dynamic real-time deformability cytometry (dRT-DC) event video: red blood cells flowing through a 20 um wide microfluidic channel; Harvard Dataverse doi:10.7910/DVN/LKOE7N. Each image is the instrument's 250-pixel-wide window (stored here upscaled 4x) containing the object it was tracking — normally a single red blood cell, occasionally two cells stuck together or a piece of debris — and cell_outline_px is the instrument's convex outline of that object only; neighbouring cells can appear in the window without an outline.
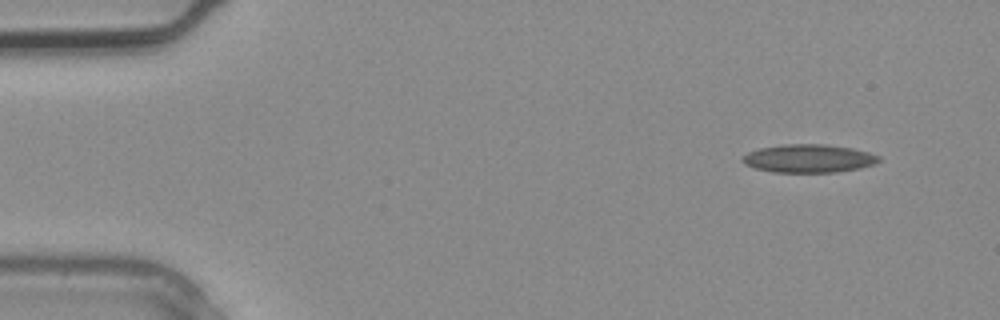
{"species": "common noctule bat (a hibernating species)", "species_latin": "Nyctalus noctula", "temperature_condition": "warm", "stored_images_in_passage": 3, "camera_frame_rate_fps": 3000, "um_per_image_px": 0.085, "animal": {"sex": "male", "body_mass_g": 20.4}, "frame": {"image": 1, "passage_image": 1, "time_ms": 0.0, "image_size_px": [1000, 320], "cell_outline_px": [[880, 160], [876, 164], [860, 168], [836, 172], [772, 172], [756, 168], [744, 164], [740, 160], [740, 156], [748, 152], [760, 148], [784, 144], [824, 144], [852, 148], [868, 152], [880, 156]], "centroid_in_image_um": [68.72, 13.47], "position_along_channel_um": 16.3, "area_um2": 22.54}}
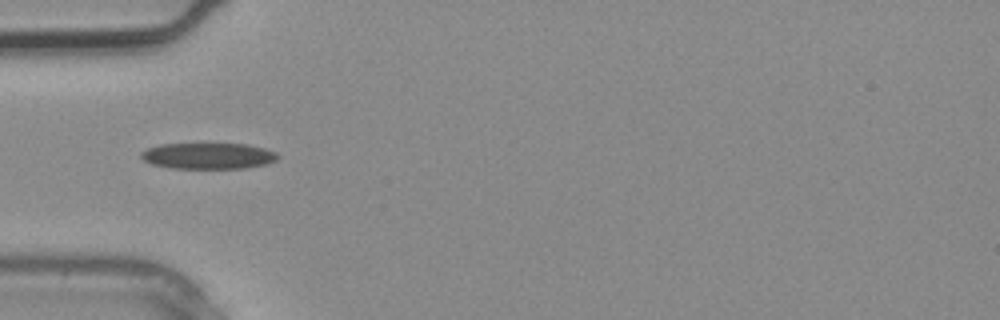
{"frame": {"image": 2, "passage_image": 3, "time_ms": 0.667, "image_size_px": [1000, 320], "cell_outline_px": [[280, 156], [276, 160], [268, 164], [248, 168], [172, 168], [152, 164], [144, 160], [140, 156], [140, 152], [148, 148], [160, 144], [248, 144], [264, 148], [276, 152]], "centroid_in_image_um": [17.73, 13.25], "position_along_channel_um": 67.3, "area_um2": 20.87}}